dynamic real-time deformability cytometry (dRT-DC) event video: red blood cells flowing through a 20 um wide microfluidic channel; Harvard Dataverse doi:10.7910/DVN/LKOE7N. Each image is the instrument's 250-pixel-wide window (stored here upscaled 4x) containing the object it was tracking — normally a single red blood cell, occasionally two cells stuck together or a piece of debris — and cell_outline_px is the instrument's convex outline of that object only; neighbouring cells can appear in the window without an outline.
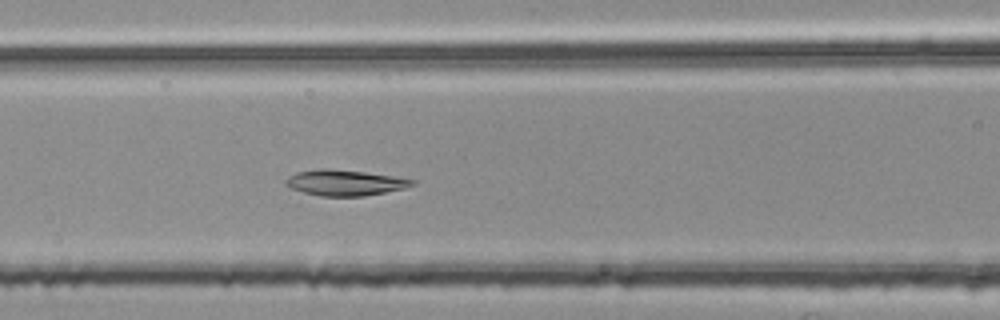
{"species": "common noctule bat (a hibernating species)", "species_latin": "Nyctalus noctula", "temperature_condition": "room temperature", "stored_images_in_passage": 40, "camera_frame_rate_fps": 3000, "um_per_image_px": 0.085, "animal": {"sex": "female", "body_mass_g": 25.1}, "frame": {"image": 1, "passage_image": 10, "time_ms": 3.0, "image_size_px": [1000, 320], "cell_outline_px": [[416, 184], [404, 188], [364, 196], [320, 196], [304, 192], [292, 188], [284, 184], [284, 180], [288, 176], [296, 172], [324, 168], [364, 172], [392, 176], [416, 180]], "centroid_in_image_um": [29.29, 15.53], "position_along_channel_um": 137.3, "area_um2": 18.79}}
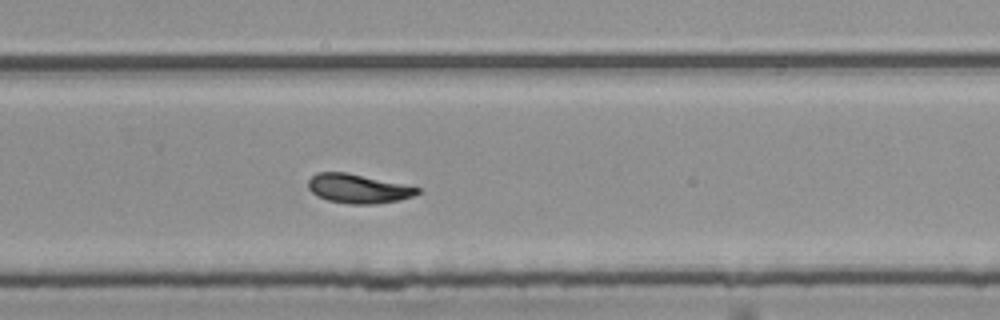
{"frame": {"image": 2, "passage_image": 23, "time_ms": 7.333, "image_size_px": [1000, 320], "cell_outline_px": [[420, 192], [412, 196], [400, 200], [376, 204], [348, 204], [328, 200], [316, 196], [308, 188], [308, 180], [316, 172], [344, 172], [420, 188]], "centroid_in_image_um": [30.4, 16.05], "position_along_channel_um": 299.4, "area_um2": 18.32}}
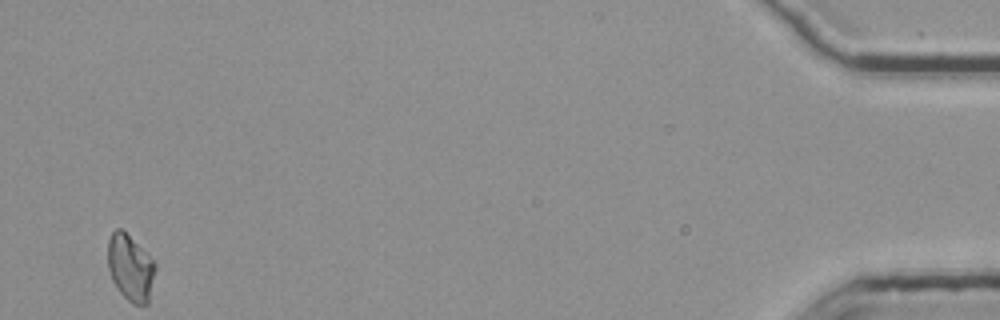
{"frame": {"image": 3, "passage_image": 40, "time_ms": 13.0, "image_size_px": [1000, 320], "cell_outline_px": [[156, 268], [148, 304], [132, 304], [120, 292], [112, 280], [108, 268], [108, 240], [112, 232], [116, 228], [120, 228], [156, 264]], "centroid_in_image_um": [11.07, 22.79], "position_along_channel_um": 424.1, "area_um2": 17.92}, "authors_computed_cell_mechanics": {"area_um2": 18.3226, "velocity_mm_per_s": 3.7501, "shape_relaxation_time_tau1_ms": 5.402, "shape_relaxation_time_tau2_ms": 3.4917, "deformation_change_tau1": 0.1744, "deformation_change_tau2": 0.0816}}